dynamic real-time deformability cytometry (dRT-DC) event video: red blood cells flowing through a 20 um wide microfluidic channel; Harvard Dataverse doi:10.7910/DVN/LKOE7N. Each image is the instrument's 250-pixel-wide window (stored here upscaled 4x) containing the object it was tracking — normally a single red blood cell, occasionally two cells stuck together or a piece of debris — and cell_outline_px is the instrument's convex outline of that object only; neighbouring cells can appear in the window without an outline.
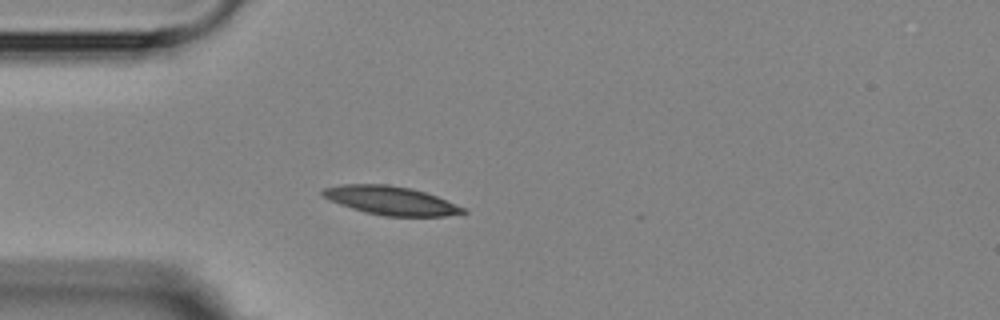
{"species": "Egyptian fruit bat (a non-hibernating species)", "species_latin": "Rousettus aegyptiacus", "temperature_condition": "room temperature", "stored_images_in_passage": 3, "camera_frame_rate_fps": 3000, "um_per_image_px": 0.085, "animal": {"sex": "female"}, "frame": {"image": 1, "passage_image": 3, "time_ms": 3.0, "image_size_px": [1000, 320], "cell_outline_px": [[468, 212], [444, 216], [384, 216], [364, 212], [328, 200], [320, 192], [324, 188], [340, 184], [388, 184], [412, 188], [436, 196], [464, 208]], "centroid_in_image_um": [33.18, 17.04], "position_along_channel_um": 51.8, "area_um2": 23.29}}